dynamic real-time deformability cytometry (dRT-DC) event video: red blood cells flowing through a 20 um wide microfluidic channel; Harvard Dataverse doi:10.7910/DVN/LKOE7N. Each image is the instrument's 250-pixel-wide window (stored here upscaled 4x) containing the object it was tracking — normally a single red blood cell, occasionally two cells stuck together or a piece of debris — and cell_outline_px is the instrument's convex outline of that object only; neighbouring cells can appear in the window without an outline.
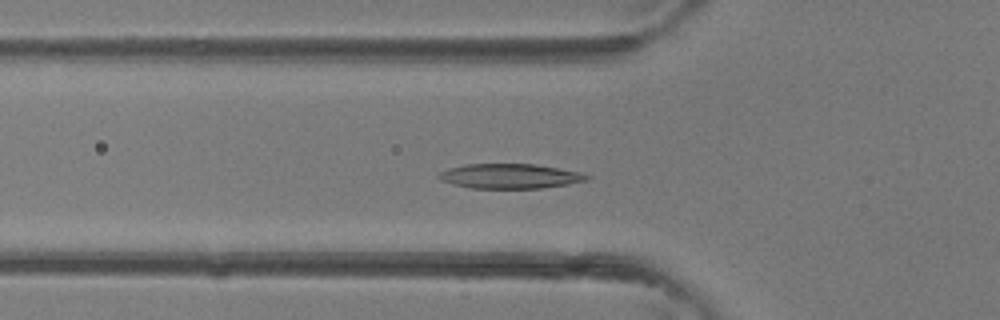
{"species": "common noctule bat (a hibernating species)", "species_latin": "Nyctalus noctula", "temperature_condition": "room temperature", "stored_images_in_passage": 36, "camera_frame_rate_fps": 3000, "um_per_image_px": 0.085, "animal": {"sex": "female"}, "frame": {"image": 1, "passage_image": 11, "time_ms": 3.333, "image_size_px": [1000, 320], "cell_outline_px": [[592, 176], [588, 180], [568, 184], [540, 188], [468, 188], [440, 180], [436, 176], [440, 172], [448, 168], [464, 164], [536, 164], [580, 172]], "centroid_in_image_um": [43.33, 14.97], "position_along_channel_um": 82.5, "area_um2": 21.39}}
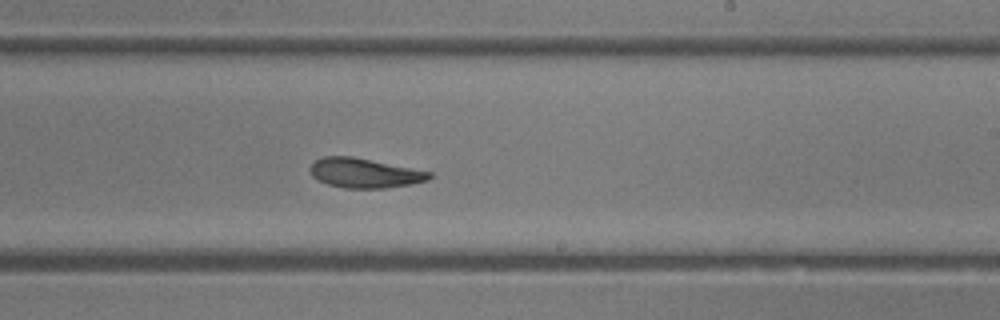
{"frame": {"image": 2, "passage_image": 21, "time_ms": 6.667, "image_size_px": [1000, 320], "cell_outline_px": [[432, 176], [428, 180], [412, 184], [384, 188], [344, 188], [328, 184], [312, 176], [308, 168], [316, 160], [324, 156], [352, 156], [432, 172]], "centroid_in_image_um": [30.98, 14.71], "position_along_channel_um": 258.0, "area_um2": 20.46}}
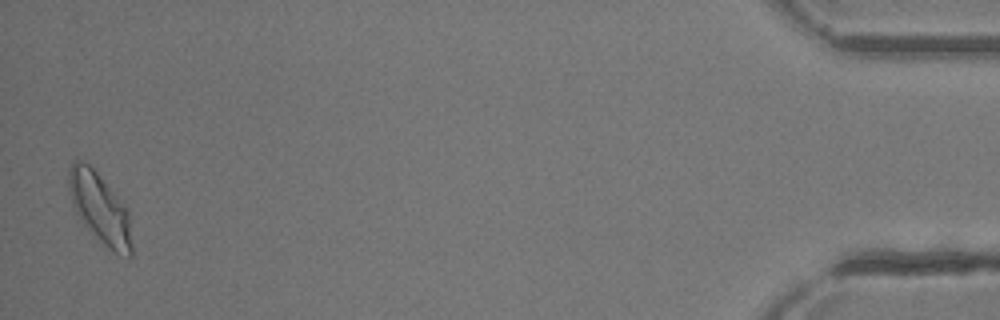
{"frame": {"image": 3, "passage_image": 36, "time_ms": 11.667, "image_size_px": [1000, 320], "cell_outline_px": [[132, 256], [128, 256], [112, 252], [84, 224], [76, 212], [68, 188], [68, 172], [72, 160], [76, 156], [88, 164], [96, 172], [124, 204], [128, 212], [132, 244]], "centroid_in_image_um": [8.47, 17.66], "position_along_channel_um": 426.7, "area_um2": 25.49}}